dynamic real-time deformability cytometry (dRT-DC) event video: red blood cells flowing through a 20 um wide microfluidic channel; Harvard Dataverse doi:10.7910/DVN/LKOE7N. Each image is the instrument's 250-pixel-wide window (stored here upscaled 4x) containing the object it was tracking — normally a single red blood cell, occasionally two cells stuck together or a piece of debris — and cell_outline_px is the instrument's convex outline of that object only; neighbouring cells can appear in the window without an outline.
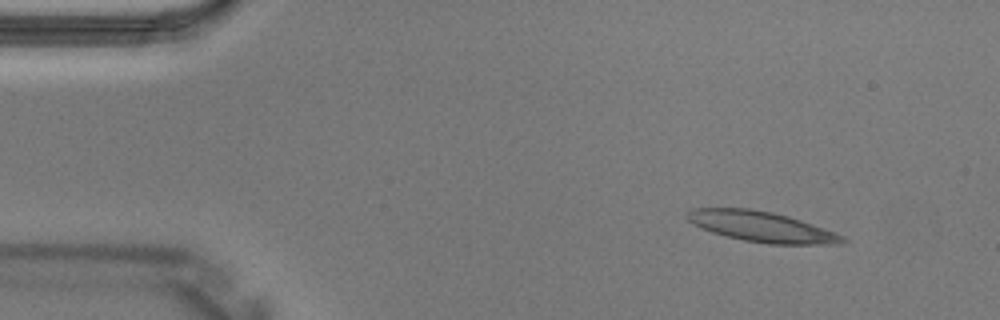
{"species": "Egyptian fruit bat (a non-hibernating species)", "species_latin": "Rousettus aegyptiacus", "temperature_condition": "warm", "stored_images_in_passage": 4, "camera_frame_rate_fps": 3000, "um_per_image_px": 0.085, "animal": {"sex": "male"}, "frame": {"image": 1, "passage_image": 1, "time_ms": 0.0, "image_size_px": [1000, 320], "cell_outline_px": [[848, 240], [840, 244], [768, 244], [744, 240], [712, 232], [700, 228], [692, 224], [684, 216], [692, 208], [748, 208], [772, 212], [788, 216], [836, 232], [844, 236]], "centroid_in_image_um": [64.73, 19.26], "position_along_channel_um": 20.3, "area_um2": 27.51}}
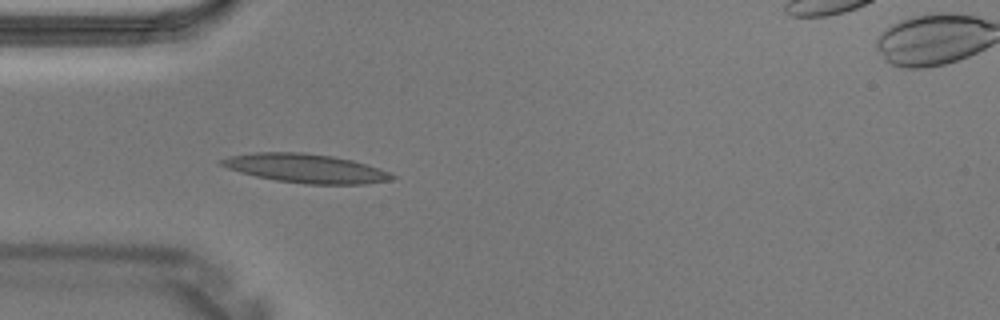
{"frame": {"image": 2, "passage_image": 3, "time_ms": 0.667, "image_size_px": [1000, 320], "cell_outline_px": [[396, 176], [392, 180], [364, 184], [304, 184], [276, 180], [256, 176], [240, 172], [228, 168], [220, 164], [216, 160], [228, 156], [256, 152], [304, 152], [332, 156], [352, 160], [380, 168]], "centroid_in_image_um": [25.97, 14.3], "position_along_channel_um": 59.0, "area_um2": 28.78}}